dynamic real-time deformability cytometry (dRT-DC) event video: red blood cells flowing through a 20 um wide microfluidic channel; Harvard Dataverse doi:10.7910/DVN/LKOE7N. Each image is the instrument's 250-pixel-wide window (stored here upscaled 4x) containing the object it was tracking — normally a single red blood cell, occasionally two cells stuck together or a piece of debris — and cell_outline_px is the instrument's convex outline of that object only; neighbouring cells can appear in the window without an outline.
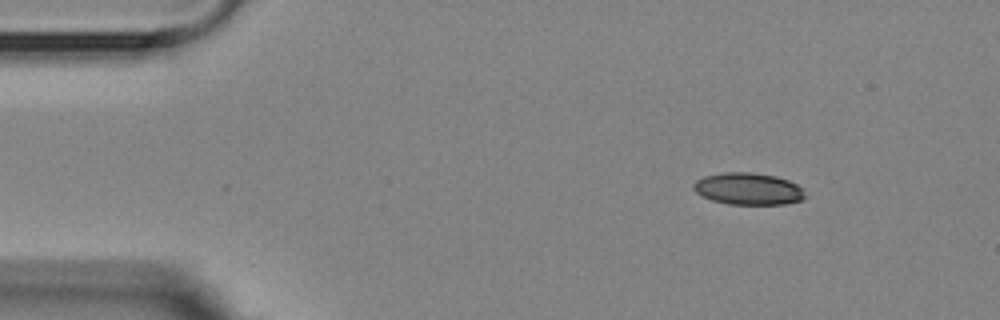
{"species": "Egyptian fruit bat (a non-hibernating species)", "species_latin": "Rousettus aegyptiacus", "temperature_condition": "room temperature", "stored_images_in_passage": 3, "camera_frame_rate_fps": 3000, "um_per_image_px": 0.085, "animal": {"sex": "female"}, "frame": {"image": 1, "passage_image": 1, "time_ms": 0.0, "image_size_px": [1000, 320], "cell_outline_px": [[804, 196], [800, 200], [784, 204], [728, 204], [712, 200], [696, 192], [692, 188], [692, 184], [696, 180], [704, 176], [724, 172], [752, 172], [776, 176], [788, 180], [804, 188]], "centroid_in_image_um": [63.58, 16.04], "position_along_channel_um": 21.4, "area_um2": 20.75}}